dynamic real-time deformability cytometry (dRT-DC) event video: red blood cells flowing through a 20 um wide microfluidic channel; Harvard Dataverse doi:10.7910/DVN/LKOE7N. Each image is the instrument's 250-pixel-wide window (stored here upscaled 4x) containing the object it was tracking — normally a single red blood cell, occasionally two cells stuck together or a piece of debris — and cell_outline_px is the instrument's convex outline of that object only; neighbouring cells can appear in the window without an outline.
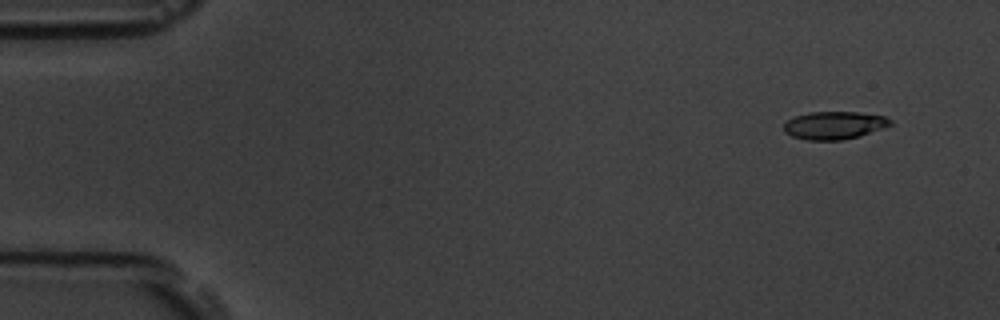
{"species": "common noctule bat (a hibernating species)", "species_latin": "Nyctalus noctula", "temperature_condition": "room temperature", "stored_images_in_passage": 4, "camera_frame_rate_fps": 3000, "um_per_image_px": 0.085, "animal": {"sex": "male", "body_mass_g": 19.5, "forearm_length_mm": 54.6}, "frame": {"image": 1, "passage_image": 1, "time_ms": 0.0, "image_size_px": [1000, 320], "cell_outline_px": [[892, 124], [856, 136], [840, 140], [804, 140], [792, 136], [784, 132], [784, 124], [788, 120], [796, 116], [808, 112], [860, 112], [884, 116], [892, 120]], "centroid_in_image_um": [70.86, 10.64], "position_along_channel_um": 14.1, "area_um2": 16.99}}